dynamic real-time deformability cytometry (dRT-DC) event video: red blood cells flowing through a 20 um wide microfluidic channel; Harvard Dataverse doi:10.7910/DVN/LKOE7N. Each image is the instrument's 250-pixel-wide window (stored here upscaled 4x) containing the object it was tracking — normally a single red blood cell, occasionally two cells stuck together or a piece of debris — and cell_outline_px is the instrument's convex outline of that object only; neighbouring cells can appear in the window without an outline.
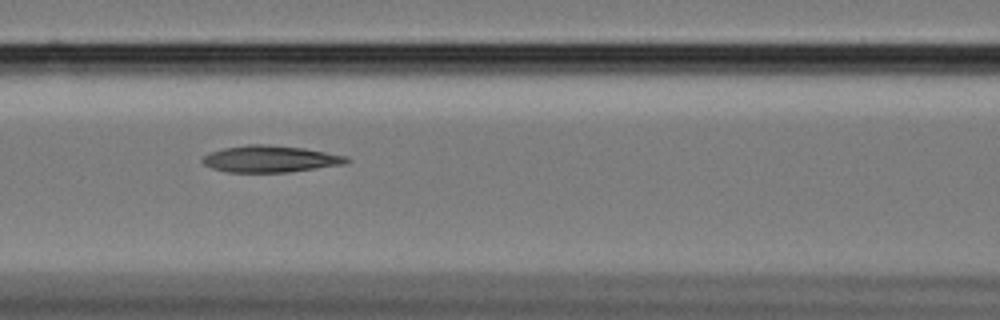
{"species": "Egyptian fruit bat (a non-hibernating species)", "species_latin": "Rousettus aegyptiacus", "temperature_condition": "cold", "stored_images_in_passage": 55, "camera_frame_rate_fps": 3000, "um_per_image_px": 0.085, "animal": {"sex": "female"}, "frame": {"image": 1, "passage_image": 22, "time_ms": 7.0, "image_size_px": [1000, 320], "cell_outline_px": [[352, 160], [344, 164], [316, 168], [284, 172], [228, 172], [212, 168], [204, 164], [200, 160], [208, 152], [224, 148], [248, 144], [268, 144], [304, 148], [348, 156]], "centroid_in_image_um": [22.96, 13.5], "position_along_channel_um": 143.6, "area_um2": 22.43}}
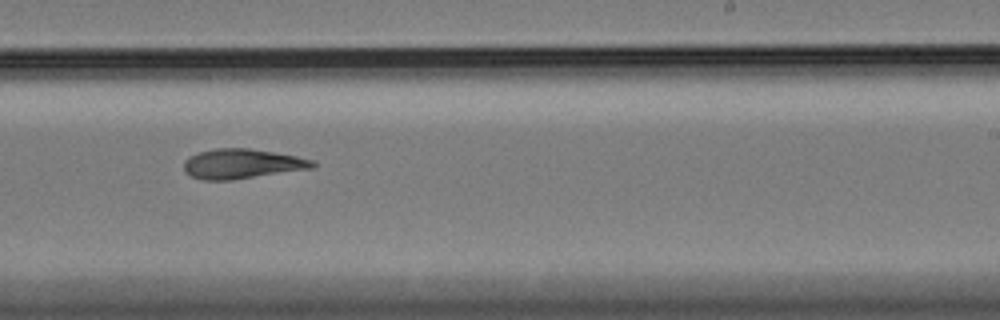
{"frame": {"image": 2, "passage_image": 33, "time_ms": 10.667, "image_size_px": [1000, 320], "cell_outline_px": [[316, 164], [312, 168], [232, 180], [200, 180], [184, 172], [184, 160], [200, 152], [216, 148], [248, 148], [296, 156], [312, 160]], "centroid_in_image_um": [20.53, 13.93], "position_along_channel_um": 268.5, "area_um2": 22.08}}
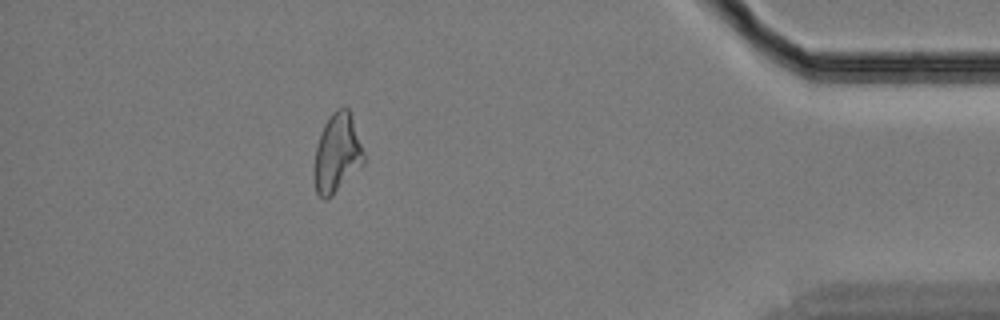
{"frame": {"image": 3, "passage_image": 49, "time_ms": 16.0, "image_size_px": [1000, 320], "cell_outline_px": [[364, 164], [332, 196], [324, 200], [316, 192], [316, 148], [324, 124], [328, 116], [336, 108], [348, 108], [364, 152]], "centroid_in_image_um": [28.68, 13.02], "position_along_channel_um": 406.5, "area_um2": 22.2}, "authors_computed_cell_mechanics": {"area_um2": 22.7154, "velocity_mm_per_s": 3.4114, "shape_relaxation_time_tau1_ms": null, "shape_relaxation_time_tau2_ms": 4.649, "deformation_change_tau1": null, "deformation_change_tau2": 0.138}}